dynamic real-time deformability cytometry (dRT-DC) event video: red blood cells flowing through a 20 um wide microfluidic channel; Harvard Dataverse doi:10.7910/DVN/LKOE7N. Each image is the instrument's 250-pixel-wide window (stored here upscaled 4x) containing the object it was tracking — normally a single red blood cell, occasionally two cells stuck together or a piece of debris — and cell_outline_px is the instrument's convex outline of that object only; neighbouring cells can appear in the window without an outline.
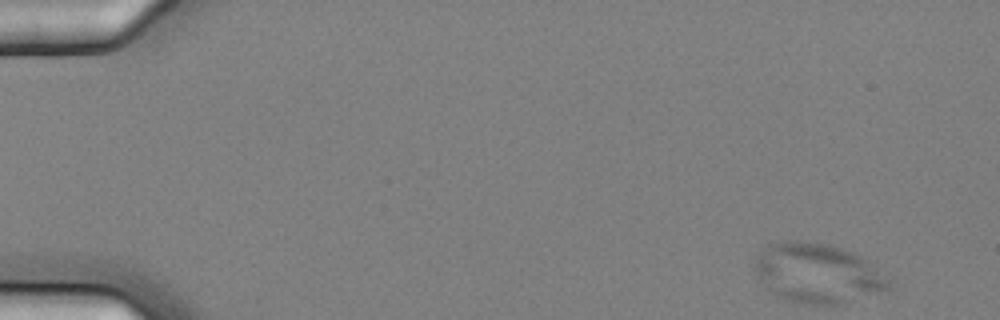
{"species": "common noctule bat (a hibernating species)", "species_latin": "Nyctalus noctula", "temperature_condition": "cold", "stored_images_in_passage": 56, "camera_frame_rate_fps": 3000, "um_per_image_px": 0.085, "animal": {"sex": "female", "body_mass_g": 25.1}, "frame": {"image": 1, "passage_image": 1, "time_ms": 0.0, "image_size_px": [1000, 320], "cell_outline_px": [[892, 276], [888, 288], [844, 304], [808, 304], [776, 296], [768, 288], [752, 268], [756, 256], [764, 244], [784, 240], [800, 240], [832, 244], [852, 252], [860, 256]], "centroid_in_image_um": [69.49, 23.18], "position_along_channel_um": 15.5, "area_um2": 46.99}}
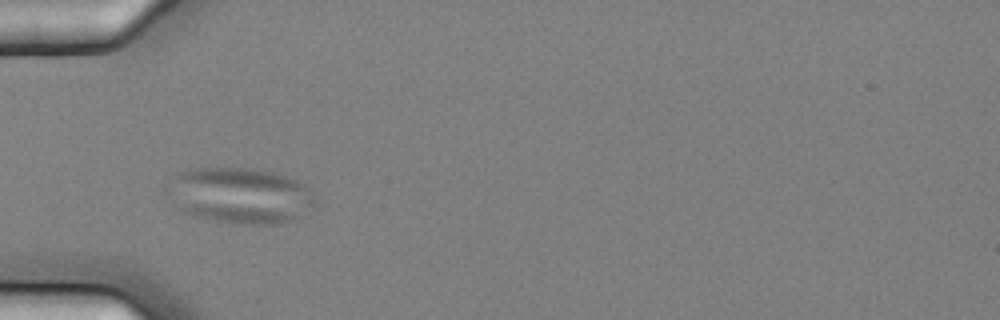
{"frame": {"image": 2, "passage_image": 16, "time_ms": 5.0, "image_size_px": [1000, 320], "cell_outline_px": [[320, 200], [316, 204], [300, 216], [292, 220], [280, 224], [252, 224], [216, 220], [184, 212], [180, 208], [176, 180], [176, 172], [200, 168], [248, 168], [272, 172], [288, 176], [312, 188]], "centroid_in_image_um": [20.69, 16.61], "position_along_channel_um": 64.3, "area_um2": 46.53}}